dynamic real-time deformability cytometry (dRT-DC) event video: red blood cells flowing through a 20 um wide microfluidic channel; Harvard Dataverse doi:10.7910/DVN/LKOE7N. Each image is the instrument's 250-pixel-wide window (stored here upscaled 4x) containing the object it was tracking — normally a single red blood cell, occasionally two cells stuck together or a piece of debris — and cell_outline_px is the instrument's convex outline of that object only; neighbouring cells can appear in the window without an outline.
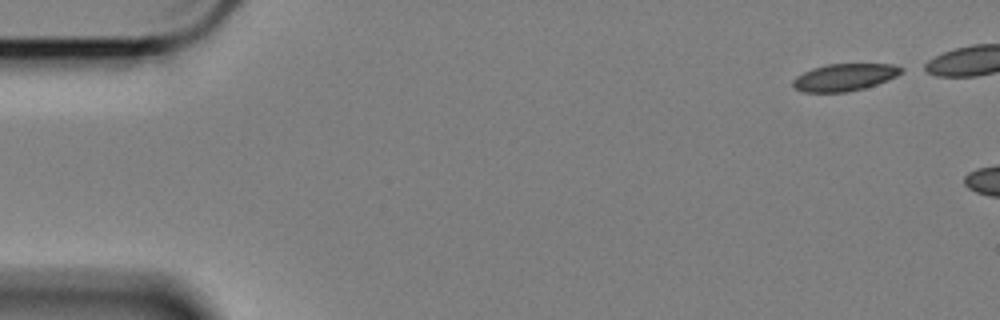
{"species": "Egyptian fruit bat (a non-hibernating species)", "species_latin": "Rousettus aegyptiacus", "temperature_condition": "cold", "stored_images_in_passage": 46, "camera_frame_rate_fps": 3000, "um_per_image_px": 0.085, "animal": {"sex": "female"}, "frame": {"image": 1, "passage_image": 1, "time_ms": 0.0, "image_size_px": [1000, 320], "cell_outline_px": [[904, 68], [896, 76], [888, 80], [864, 88], [848, 92], [804, 92], [792, 88], [792, 80], [796, 76], [812, 68], [828, 64], [892, 64]], "centroid_in_image_um": [71.74, 6.57], "position_along_channel_um": 13.3, "area_um2": 17.17}}
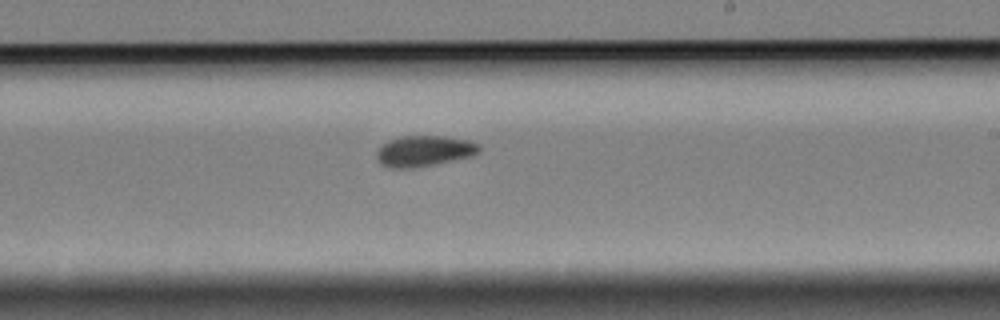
{"frame": {"image": 2, "passage_image": 32, "time_ms": 10.333, "image_size_px": [1000, 320], "cell_outline_px": [[480, 152], [472, 156], [436, 164], [412, 168], [392, 168], [380, 164], [376, 156], [376, 152], [388, 140], [400, 136], [444, 136], [468, 140], [480, 144]], "centroid_in_image_um": [36.07, 12.84], "position_along_channel_um": 252.9, "area_um2": 18.5}}
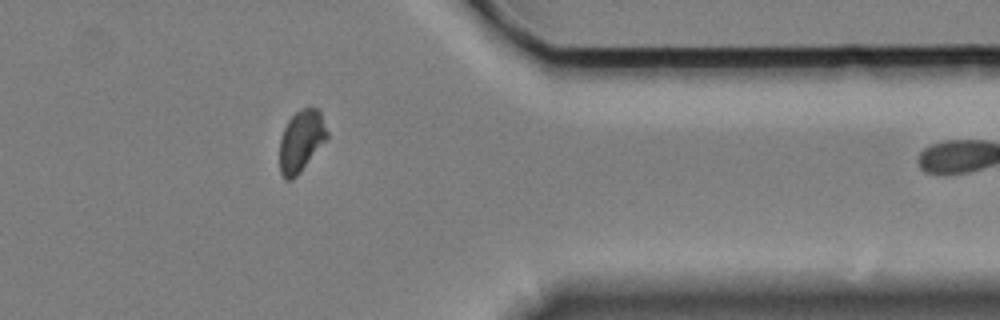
{"frame": {"image": 3, "passage_image": 45, "time_ms": 14.667, "image_size_px": [1000, 320], "cell_outline_px": [[328, 136], [300, 172], [292, 180], [284, 180], [280, 172], [280, 140], [284, 128], [288, 120], [296, 112], [308, 104], [320, 108], [328, 132]], "centroid_in_image_um": [25.61, 11.92], "position_along_channel_um": 385.8, "area_um2": 17.17}}